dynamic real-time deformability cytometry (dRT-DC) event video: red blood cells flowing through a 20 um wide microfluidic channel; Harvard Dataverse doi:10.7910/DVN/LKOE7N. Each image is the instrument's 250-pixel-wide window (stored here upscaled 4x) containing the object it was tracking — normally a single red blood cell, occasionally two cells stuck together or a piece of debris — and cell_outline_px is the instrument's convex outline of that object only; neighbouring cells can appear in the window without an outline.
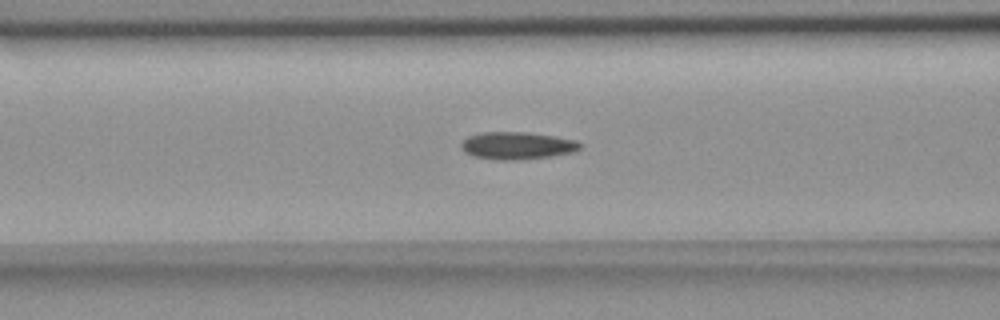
{"species": "common noctule bat (a hibernating species)", "species_latin": "Nyctalus noctula", "temperature_condition": "room temperature", "stored_images_in_passage": 34, "camera_frame_rate_fps": 3000, "um_per_image_px": 0.085, "animal": {"sex": "female", "body_mass_g": 18.4}, "frame": {"image": 1, "passage_image": 11, "time_ms": 3.333, "image_size_px": [1000, 320], "cell_outline_px": [[580, 148], [572, 152], [552, 156], [512, 160], [496, 160], [472, 156], [464, 152], [460, 148], [460, 144], [468, 136], [480, 132], [528, 132], [576, 140], [580, 144]], "centroid_in_image_um": [43.89, 12.38], "position_along_channel_um": 122.7, "area_um2": 18.96}}
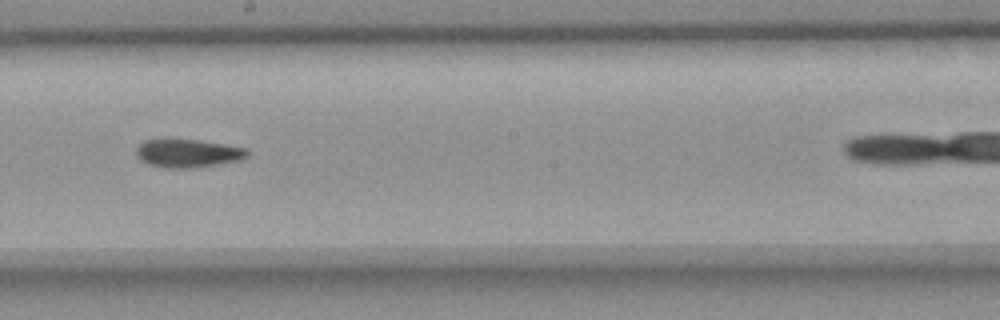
{"frame": {"image": 2, "passage_image": 20, "time_ms": 6.333, "image_size_px": [1000, 320], "cell_outline_px": [[248, 156], [244, 160], [196, 168], [164, 168], [148, 164], [140, 160], [136, 156], [136, 148], [144, 140], [200, 140], [248, 148]], "centroid_in_image_um": [16.01, 13.05], "position_along_channel_um": 232.2, "area_um2": 18.5}}
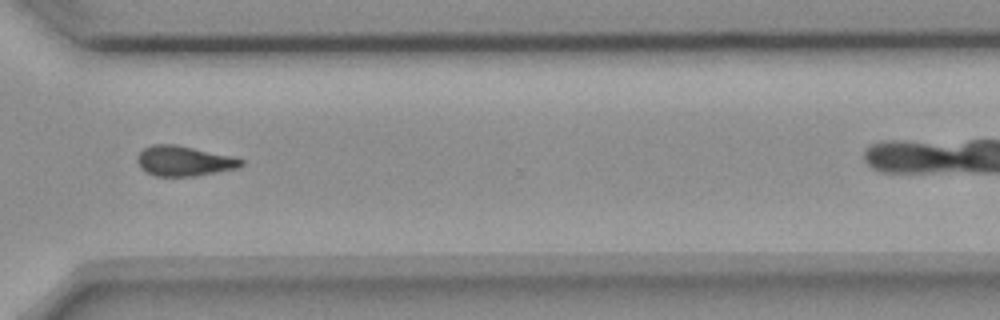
{"frame": {"image": 3, "passage_image": 30, "time_ms": 9.667, "image_size_px": [1000, 320], "cell_outline_px": [[244, 164], [240, 168], [196, 176], [156, 176], [144, 172], [140, 168], [136, 160], [136, 156], [144, 148], [152, 144], [176, 144], [232, 156], [244, 160]], "centroid_in_image_um": [15.63, 13.69], "position_along_channel_um": 355.0, "area_um2": 18.5}}